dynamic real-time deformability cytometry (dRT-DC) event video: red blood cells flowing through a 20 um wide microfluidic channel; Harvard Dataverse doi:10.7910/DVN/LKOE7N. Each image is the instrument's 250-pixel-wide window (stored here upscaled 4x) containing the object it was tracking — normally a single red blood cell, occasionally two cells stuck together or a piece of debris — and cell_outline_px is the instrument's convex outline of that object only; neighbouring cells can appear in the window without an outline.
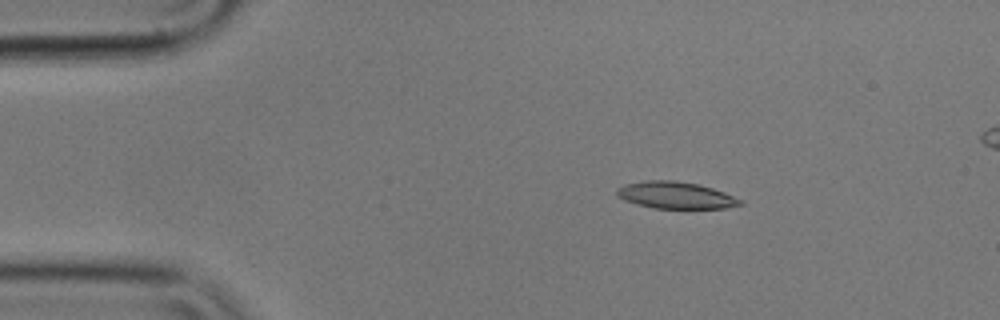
{"species": "common noctule bat (a hibernating species)", "species_latin": "Nyctalus noctula", "temperature_condition": "cold", "stored_images_in_passage": 5, "camera_frame_rate_fps": 3000, "um_per_image_px": 0.085, "animal": {"sex": "male", "body_mass_g": 17.9}, "frame": {"image": 1, "passage_image": 3, "time_ms": 0.667, "image_size_px": [1000, 320], "cell_outline_px": [[744, 204], [724, 208], [652, 208], [624, 200], [616, 196], [616, 188], [624, 184], [644, 180], [676, 180], [700, 184], [724, 192], [744, 200]], "centroid_in_image_um": [57.42, 16.58], "position_along_channel_um": 27.6, "area_um2": 19.54}}